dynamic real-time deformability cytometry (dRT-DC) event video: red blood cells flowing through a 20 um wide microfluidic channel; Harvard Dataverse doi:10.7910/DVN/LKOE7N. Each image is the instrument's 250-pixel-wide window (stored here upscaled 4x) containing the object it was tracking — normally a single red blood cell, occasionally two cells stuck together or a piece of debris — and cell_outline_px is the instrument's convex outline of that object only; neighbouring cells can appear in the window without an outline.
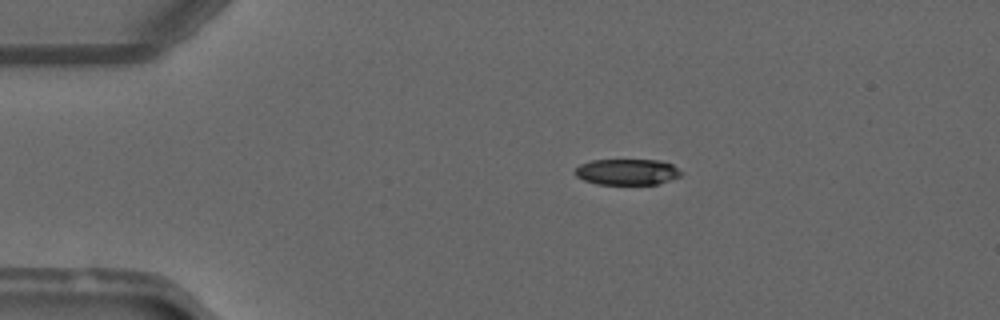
{"species": "common noctule bat (a hibernating species)", "species_latin": "Nyctalus noctula", "temperature_condition": "warm", "stored_images_in_passage": 49, "camera_frame_rate_fps": 3000, "um_per_image_px": 0.085, "animal": {"sex": "male", "forearm_length_mm": 52.5}, "frame": {"image": 1, "passage_image": 9, "time_ms": 2.667, "image_size_px": [1000, 320], "cell_outline_px": [[684, 172], [680, 176], [656, 184], [596, 184], [584, 180], [576, 176], [576, 168], [580, 164], [592, 160], [660, 160], [672, 164]], "centroid_in_image_um": [53.32, 14.6], "position_along_channel_um": 31.7, "area_um2": 16.01}}
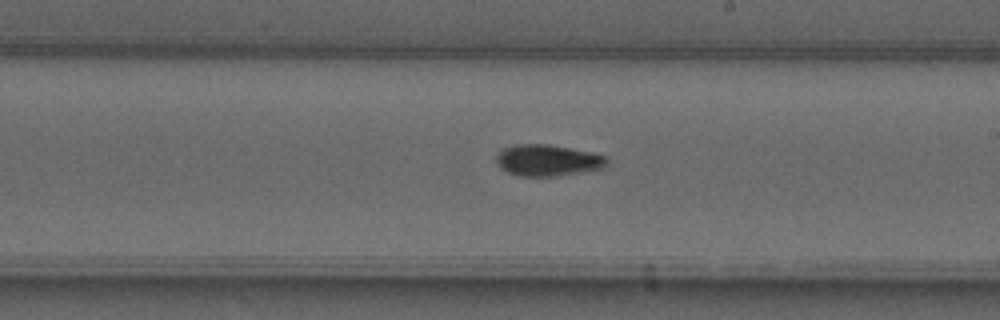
{"frame": {"image": 2, "passage_image": 28, "time_ms": 9.0, "image_size_px": [1000, 320], "cell_outline_px": [[608, 164], [604, 168], [556, 176], [520, 176], [508, 172], [500, 168], [496, 160], [496, 156], [504, 148], [516, 144], [548, 144], [592, 152], [604, 156], [608, 160]], "centroid_in_image_um": [46.56, 13.63], "position_along_channel_um": 242.4, "area_um2": 20.17}}
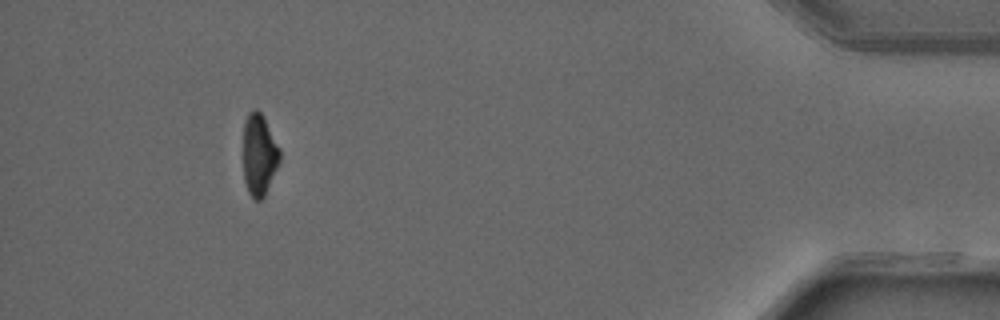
{"frame": {"image": 3, "passage_image": 45, "time_ms": 14.667, "image_size_px": [1000, 320], "cell_outline_px": [[280, 160], [264, 196], [260, 200], [256, 200], [248, 192], [244, 180], [244, 120], [248, 112], [252, 108], [256, 108], [264, 116], [280, 148]], "centroid_in_image_um": [22.03, 13.09], "position_along_channel_um": 413.2, "area_um2": 17.4}, "authors_computed_cell_mechanics": {"area_um2": 18.3804, "velocity_mm_per_s": 4.1409, "shape_relaxation_time_tau1_ms": 6.209, "shape_relaxation_time_tau2_ms": null, "deformation_change_tau1": 0.2021, "deformation_change_tau2": null}}